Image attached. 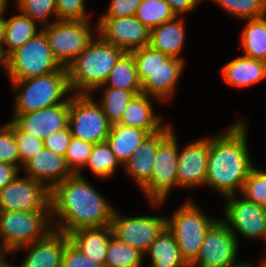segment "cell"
I'll use <instances>...</instances> for the list:
<instances>
[{
  "instance_id": "15",
  "label": "cell",
  "mask_w": 266,
  "mask_h": 267,
  "mask_svg": "<svg viewBox=\"0 0 266 267\" xmlns=\"http://www.w3.org/2000/svg\"><path fill=\"white\" fill-rule=\"evenodd\" d=\"M226 197L228 201L224 210L227 219L222 222L231 232L234 231L232 229L234 227L250 239L261 236L266 239V207L248 201L244 197L236 199L233 194Z\"/></svg>"
},
{
  "instance_id": "28",
  "label": "cell",
  "mask_w": 266,
  "mask_h": 267,
  "mask_svg": "<svg viewBox=\"0 0 266 267\" xmlns=\"http://www.w3.org/2000/svg\"><path fill=\"white\" fill-rule=\"evenodd\" d=\"M105 85L125 91H132L136 95L142 93V84L140 83L136 63L131 53L125 52L118 59L104 85L99 87Z\"/></svg>"
},
{
  "instance_id": "44",
  "label": "cell",
  "mask_w": 266,
  "mask_h": 267,
  "mask_svg": "<svg viewBox=\"0 0 266 267\" xmlns=\"http://www.w3.org/2000/svg\"><path fill=\"white\" fill-rule=\"evenodd\" d=\"M142 0H111L108 12L102 18L135 16Z\"/></svg>"
},
{
  "instance_id": "43",
  "label": "cell",
  "mask_w": 266,
  "mask_h": 267,
  "mask_svg": "<svg viewBox=\"0 0 266 267\" xmlns=\"http://www.w3.org/2000/svg\"><path fill=\"white\" fill-rule=\"evenodd\" d=\"M61 267H104L86 257L70 241L65 247Z\"/></svg>"
},
{
  "instance_id": "25",
  "label": "cell",
  "mask_w": 266,
  "mask_h": 267,
  "mask_svg": "<svg viewBox=\"0 0 266 267\" xmlns=\"http://www.w3.org/2000/svg\"><path fill=\"white\" fill-rule=\"evenodd\" d=\"M165 22L150 30L149 46L169 57L181 59V52L185 40L184 20L176 19Z\"/></svg>"
},
{
  "instance_id": "35",
  "label": "cell",
  "mask_w": 266,
  "mask_h": 267,
  "mask_svg": "<svg viewBox=\"0 0 266 267\" xmlns=\"http://www.w3.org/2000/svg\"><path fill=\"white\" fill-rule=\"evenodd\" d=\"M136 63L137 73L142 84L151 73L161 64H163L169 56L151 48L149 45L130 52Z\"/></svg>"
},
{
  "instance_id": "12",
  "label": "cell",
  "mask_w": 266,
  "mask_h": 267,
  "mask_svg": "<svg viewBox=\"0 0 266 267\" xmlns=\"http://www.w3.org/2000/svg\"><path fill=\"white\" fill-rule=\"evenodd\" d=\"M51 191L29 177H16L0 190V211H46Z\"/></svg>"
},
{
  "instance_id": "22",
  "label": "cell",
  "mask_w": 266,
  "mask_h": 267,
  "mask_svg": "<svg viewBox=\"0 0 266 267\" xmlns=\"http://www.w3.org/2000/svg\"><path fill=\"white\" fill-rule=\"evenodd\" d=\"M183 66V59L169 57L142 83V93L153 95L160 101L170 98L177 80L180 78Z\"/></svg>"
},
{
  "instance_id": "51",
  "label": "cell",
  "mask_w": 266,
  "mask_h": 267,
  "mask_svg": "<svg viewBox=\"0 0 266 267\" xmlns=\"http://www.w3.org/2000/svg\"><path fill=\"white\" fill-rule=\"evenodd\" d=\"M232 267H253L250 263H246V262H244V263H238L237 265H235V266H232Z\"/></svg>"
},
{
  "instance_id": "39",
  "label": "cell",
  "mask_w": 266,
  "mask_h": 267,
  "mask_svg": "<svg viewBox=\"0 0 266 267\" xmlns=\"http://www.w3.org/2000/svg\"><path fill=\"white\" fill-rule=\"evenodd\" d=\"M0 162L20 169V156L15 139V124L12 121L0 128Z\"/></svg>"
},
{
  "instance_id": "45",
  "label": "cell",
  "mask_w": 266,
  "mask_h": 267,
  "mask_svg": "<svg viewBox=\"0 0 266 267\" xmlns=\"http://www.w3.org/2000/svg\"><path fill=\"white\" fill-rule=\"evenodd\" d=\"M71 138L70 129L67 127L66 129L57 131L46 137L44 140V147L65 157Z\"/></svg>"
},
{
  "instance_id": "41",
  "label": "cell",
  "mask_w": 266,
  "mask_h": 267,
  "mask_svg": "<svg viewBox=\"0 0 266 267\" xmlns=\"http://www.w3.org/2000/svg\"><path fill=\"white\" fill-rule=\"evenodd\" d=\"M15 139L20 156L21 167L44 148V141L22 132L16 125Z\"/></svg>"
},
{
  "instance_id": "7",
  "label": "cell",
  "mask_w": 266,
  "mask_h": 267,
  "mask_svg": "<svg viewBox=\"0 0 266 267\" xmlns=\"http://www.w3.org/2000/svg\"><path fill=\"white\" fill-rule=\"evenodd\" d=\"M62 68L63 66L52 54L42 31L10 53L11 81L47 75Z\"/></svg>"
},
{
  "instance_id": "26",
  "label": "cell",
  "mask_w": 266,
  "mask_h": 267,
  "mask_svg": "<svg viewBox=\"0 0 266 267\" xmlns=\"http://www.w3.org/2000/svg\"><path fill=\"white\" fill-rule=\"evenodd\" d=\"M149 134V132L136 127L114 124L111 125L106 141L120 164L125 165Z\"/></svg>"
},
{
  "instance_id": "42",
  "label": "cell",
  "mask_w": 266,
  "mask_h": 267,
  "mask_svg": "<svg viewBox=\"0 0 266 267\" xmlns=\"http://www.w3.org/2000/svg\"><path fill=\"white\" fill-rule=\"evenodd\" d=\"M84 0H55L57 20H87Z\"/></svg>"
},
{
  "instance_id": "54",
  "label": "cell",
  "mask_w": 266,
  "mask_h": 267,
  "mask_svg": "<svg viewBox=\"0 0 266 267\" xmlns=\"http://www.w3.org/2000/svg\"><path fill=\"white\" fill-rule=\"evenodd\" d=\"M260 267H266V261L262 262Z\"/></svg>"
},
{
  "instance_id": "27",
  "label": "cell",
  "mask_w": 266,
  "mask_h": 267,
  "mask_svg": "<svg viewBox=\"0 0 266 267\" xmlns=\"http://www.w3.org/2000/svg\"><path fill=\"white\" fill-rule=\"evenodd\" d=\"M147 253L152 260L149 267H190L183 259L176 239L167 227L150 245Z\"/></svg>"
},
{
  "instance_id": "6",
  "label": "cell",
  "mask_w": 266,
  "mask_h": 267,
  "mask_svg": "<svg viewBox=\"0 0 266 267\" xmlns=\"http://www.w3.org/2000/svg\"><path fill=\"white\" fill-rule=\"evenodd\" d=\"M192 202L185 203L172 219L166 220L185 262L190 266L197 258L205 234L216 221L205 216Z\"/></svg>"
},
{
  "instance_id": "9",
  "label": "cell",
  "mask_w": 266,
  "mask_h": 267,
  "mask_svg": "<svg viewBox=\"0 0 266 267\" xmlns=\"http://www.w3.org/2000/svg\"><path fill=\"white\" fill-rule=\"evenodd\" d=\"M88 21L57 20L42 28L51 52L58 62L68 66L89 44L93 35Z\"/></svg>"
},
{
  "instance_id": "47",
  "label": "cell",
  "mask_w": 266,
  "mask_h": 267,
  "mask_svg": "<svg viewBox=\"0 0 266 267\" xmlns=\"http://www.w3.org/2000/svg\"><path fill=\"white\" fill-rule=\"evenodd\" d=\"M166 2L176 16L192 11L198 3L197 0H166Z\"/></svg>"
},
{
  "instance_id": "2",
  "label": "cell",
  "mask_w": 266,
  "mask_h": 267,
  "mask_svg": "<svg viewBox=\"0 0 266 267\" xmlns=\"http://www.w3.org/2000/svg\"><path fill=\"white\" fill-rule=\"evenodd\" d=\"M244 123H236L223 133L210 139L205 185L214 187L224 196L235 195L236 188L242 190L251 169L246 145L247 133Z\"/></svg>"
},
{
  "instance_id": "13",
  "label": "cell",
  "mask_w": 266,
  "mask_h": 267,
  "mask_svg": "<svg viewBox=\"0 0 266 267\" xmlns=\"http://www.w3.org/2000/svg\"><path fill=\"white\" fill-rule=\"evenodd\" d=\"M166 220L156 216L122 218L114 211L111 226L116 238L145 255L166 228Z\"/></svg>"
},
{
  "instance_id": "1",
  "label": "cell",
  "mask_w": 266,
  "mask_h": 267,
  "mask_svg": "<svg viewBox=\"0 0 266 267\" xmlns=\"http://www.w3.org/2000/svg\"><path fill=\"white\" fill-rule=\"evenodd\" d=\"M50 205L51 216L56 213L62 219V224L53 229L67 235L80 228L109 225L115 211L81 173L73 174L51 190Z\"/></svg>"
},
{
  "instance_id": "48",
  "label": "cell",
  "mask_w": 266,
  "mask_h": 267,
  "mask_svg": "<svg viewBox=\"0 0 266 267\" xmlns=\"http://www.w3.org/2000/svg\"><path fill=\"white\" fill-rule=\"evenodd\" d=\"M3 44L0 45V65L2 64L7 71L10 73V53L4 48Z\"/></svg>"
},
{
  "instance_id": "50",
  "label": "cell",
  "mask_w": 266,
  "mask_h": 267,
  "mask_svg": "<svg viewBox=\"0 0 266 267\" xmlns=\"http://www.w3.org/2000/svg\"><path fill=\"white\" fill-rule=\"evenodd\" d=\"M8 0H0V11L4 12L7 6Z\"/></svg>"
},
{
  "instance_id": "10",
  "label": "cell",
  "mask_w": 266,
  "mask_h": 267,
  "mask_svg": "<svg viewBox=\"0 0 266 267\" xmlns=\"http://www.w3.org/2000/svg\"><path fill=\"white\" fill-rule=\"evenodd\" d=\"M177 145L173 130L158 145L151 180L142 188L154 206L163 203L171 188L178 186Z\"/></svg>"
},
{
  "instance_id": "18",
  "label": "cell",
  "mask_w": 266,
  "mask_h": 267,
  "mask_svg": "<svg viewBox=\"0 0 266 267\" xmlns=\"http://www.w3.org/2000/svg\"><path fill=\"white\" fill-rule=\"evenodd\" d=\"M23 167L28 173L26 177L43 183L50 191L57 184L73 175L67 166L65 157L45 147Z\"/></svg>"
},
{
  "instance_id": "32",
  "label": "cell",
  "mask_w": 266,
  "mask_h": 267,
  "mask_svg": "<svg viewBox=\"0 0 266 267\" xmlns=\"http://www.w3.org/2000/svg\"><path fill=\"white\" fill-rule=\"evenodd\" d=\"M135 17L149 30L173 20L175 13L166 0H142Z\"/></svg>"
},
{
  "instance_id": "19",
  "label": "cell",
  "mask_w": 266,
  "mask_h": 267,
  "mask_svg": "<svg viewBox=\"0 0 266 267\" xmlns=\"http://www.w3.org/2000/svg\"><path fill=\"white\" fill-rule=\"evenodd\" d=\"M69 241L66 233L53 229L44 238L16 250L30 249L21 267H61L65 247Z\"/></svg>"
},
{
  "instance_id": "52",
  "label": "cell",
  "mask_w": 266,
  "mask_h": 267,
  "mask_svg": "<svg viewBox=\"0 0 266 267\" xmlns=\"http://www.w3.org/2000/svg\"><path fill=\"white\" fill-rule=\"evenodd\" d=\"M5 260H6V259H4V260L0 263V267H12V266H10Z\"/></svg>"
},
{
  "instance_id": "30",
  "label": "cell",
  "mask_w": 266,
  "mask_h": 267,
  "mask_svg": "<svg viewBox=\"0 0 266 267\" xmlns=\"http://www.w3.org/2000/svg\"><path fill=\"white\" fill-rule=\"evenodd\" d=\"M242 47L247 57L266 62V18L247 19L242 32Z\"/></svg>"
},
{
  "instance_id": "3",
  "label": "cell",
  "mask_w": 266,
  "mask_h": 267,
  "mask_svg": "<svg viewBox=\"0 0 266 267\" xmlns=\"http://www.w3.org/2000/svg\"><path fill=\"white\" fill-rule=\"evenodd\" d=\"M125 52L101 37L91 40L87 47L68 65L67 77L70 90L77 94H91L104 85L112 68Z\"/></svg>"
},
{
  "instance_id": "29",
  "label": "cell",
  "mask_w": 266,
  "mask_h": 267,
  "mask_svg": "<svg viewBox=\"0 0 266 267\" xmlns=\"http://www.w3.org/2000/svg\"><path fill=\"white\" fill-rule=\"evenodd\" d=\"M35 23L30 17L22 13L14 15L10 19H5L3 45H5V48L7 47L6 50L9 53H12L41 32V30L36 29Z\"/></svg>"
},
{
  "instance_id": "38",
  "label": "cell",
  "mask_w": 266,
  "mask_h": 267,
  "mask_svg": "<svg viewBox=\"0 0 266 267\" xmlns=\"http://www.w3.org/2000/svg\"><path fill=\"white\" fill-rule=\"evenodd\" d=\"M93 147L94 144L72 136L65 154V160L73 174L80 173L79 168L85 167Z\"/></svg>"
},
{
  "instance_id": "34",
  "label": "cell",
  "mask_w": 266,
  "mask_h": 267,
  "mask_svg": "<svg viewBox=\"0 0 266 267\" xmlns=\"http://www.w3.org/2000/svg\"><path fill=\"white\" fill-rule=\"evenodd\" d=\"M119 163L106 141L94 144L92 153L85 166H89L96 176L107 178L115 172L114 170Z\"/></svg>"
},
{
  "instance_id": "37",
  "label": "cell",
  "mask_w": 266,
  "mask_h": 267,
  "mask_svg": "<svg viewBox=\"0 0 266 267\" xmlns=\"http://www.w3.org/2000/svg\"><path fill=\"white\" fill-rule=\"evenodd\" d=\"M241 191L248 201L266 207V172L253 167Z\"/></svg>"
},
{
  "instance_id": "40",
  "label": "cell",
  "mask_w": 266,
  "mask_h": 267,
  "mask_svg": "<svg viewBox=\"0 0 266 267\" xmlns=\"http://www.w3.org/2000/svg\"><path fill=\"white\" fill-rule=\"evenodd\" d=\"M18 9L23 15L30 17L33 21L42 22L45 26L47 17L56 13L55 0H18Z\"/></svg>"
},
{
  "instance_id": "14",
  "label": "cell",
  "mask_w": 266,
  "mask_h": 267,
  "mask_svg": "<svg viewBox=\"0 0 266 267\" xmlns=\"http://www.w3.org/2000/svg\"><path fill=\"white\" fill-rule=\"evenodd\" d=\"M98 24L99 37L126 53L149 45L150 30L135 16L101 18Z\"/></svg>"
},
{
  "instance_id": "31",
  "label": "cell",
  "mask_w": 266,
  "mask_h": 267,
  "mask_svg": "<svg viewBox=\"0 0 266 267\" xmlns=\"http://www.w3.org/2000/svg\"><path fill=\"white\" fill-rule=\"evenodd\" d=\"M144 254L111 236L105 258V267H141Z\"/></svg>"
},
{
  "instance_id": "17",
  "label": "cell",
  "mask_w": 266,
  "mask_h": 267,
  "mask_svg": "<svg viewBox=\"0 0 266 267\" xmlns=\"http://www.w3.org/2000/svg\"><path fill=\"white\" fill-rule=\"evenodd\" d=\"M209 150L210 138H203L185 146L178 155V186L205 185Z\"/></svg>"
},
{
  "instance_id": "53",
  "label": "cell",
  "mask_w": 266,
  "mask_h": 267,
  "mask_svg": "<svg viewBox=\"0 0 266 267\" xmlns=\"http://www.w3.org/2000/svg\"><path fill=\"white\" fill-rule=\"evenodd\" d=\"M5 256L2 255V253L0 252V263L5 259Z\"/></svg>"
},
{
  "instance_id": "20",
  "label": "cell",
  "mask_w": 266,
  "mask_h": 267,
  "mask_svg": "<svg viewBox=\"0 0 266 267\" xmlns=\"http://www.w3.org/2000/svg\"><path fill=\"white\" fill-rule=\"evenodd\" d=\"M172 130L171 126L167 125L161 130L149 134L125 164V170L141 188L151 180L159 143Z\"/></svg>"
},
{
  "instance_id": "24",
  "label": "cell",
  "mask_w": 266,
  "mask_h": 267,
  "mask_svg": "<svg viewBox=\"0 0 266 267\" xmlns=\"http://www.w3.org/2000/svg\"><path fill=\"white\" fill-rule=\"evenodd\" d=\"M149 95L139 93L133 97L124 109L122 118L118 124L136 127L149 132L150 134L161 130L163 127L160 116L153 113Z\"/></svg>"
},
{
  "instance_id": "23",
  "label": "cell",
  "mask_w": 266,
  "mask_h": 267,
  "mask_svg": "<svg viewBox=\"0 0 266 267\" xmlns=\"http://www.w3.org/2000/svg\"><path fill=\"white\" fill-rule=\"evenodd\" d=\"M224 80L235 87H247L266 77V62L247 56H239L222 69Z\"/></svg>"
},
{
  "instance_id": "46",
  "label": "cell",
  "mask_w": 266,
  "mask_h": 267,
  "mask_svg": "<svg viewBox=\"0 0 266 267\" xmlns=\"http://www.w3.org/2000/svg\"><path fill=\"white\" fill-rule=\"evenodd\" d=\"M19 173L17 166L0 162V190L13 181Z\"/></svg>"
},
{
  "instance_id": "49",
  "label": "cell",
  "mask_w": 266,
  "mask_h": 267,
  "mask_svg": "<svg viewBox=\"0 0 266 267\" xmlns=\"http://www.w3.org/2000/svg\"><path fill=\"white\" fill-rule=\"evenodd\" d=\"M4 12L0 11V45L3 44L4 30H5V18L2 17Z\"/></svg>"
},
{
  "instance_id": "11",
  "label": "cell",
  "mask_w": 266,
  "mask_h": 267,
  "mask_svg": "<svg viewBox=\"0 0 266 267\" xmlns=\"http://www.w3.org/2000/svg\"><path fill=\"white\" fill-rule=\"evenodd\" d=\"M238 239L220 220H216L207 230L196 260L190 267H232L235 263Z\"/></svg>"
},
{
  "instance_id": "21",
  "label": "cell",
  "mask_w": 266,
  "mask_h": 267,
  "mask_svg": "<svg viewBox=\"0 0 266 267\" xmlns=\"http://www.w3.org/2000/svg\"><path fill=\"white\" fill-rule=\"evenodd\" d=\"M113 235L111 224L103 227L80 228L68 234L70 242L88 259L105 267L108 242Z\"/></svg>"
},
{
  "instance_id": "8",
  "label": "cell",
  "mask_w": 266,
  "mask_h": 267,
  "mask_svg": "<svg viewBox=\"0 0 266 267\" xmlns=\"http://www.w3.org/2000/svg\"><path fill=\"white\" fill-rule=\"evenodd\" d=\"M91 94H75L69 100L68 127L73 137L97 144L104 143L110 133L111 124Z\"/></svg>"
},
{
  "instance_id": "4",
  "label": "cell",
  "mask_w": 266,
  "mask_h": 267,
  "mask_svg": "<svg viewBox=\"0 0 266 267\" xmlns=\"http://www.w3.org/2000/svg\"><path fill=\"white\" fill-rule=\"evenodd\" d=\"M11 82L14 89L21 90L15 100V115L62 104L66 100L61 98L70 91L66 67L47 75Z\"/></svg>"
},
{
  "instance_id": "5",
  "label": "cell",
  "mask_w": 266,
  "mask_h": 267,
  "mask_svg": "<svg viewBox=\"0 0 266 267\" xmlns=\"http://www.w3.org/2000/svg\"><path fill=\"white\" fill-rule=\"evenodd\" d=\"M49 218L50 211H0L2 255L44 238L53 230L49 225Z\"/></svg>"
},
{
  "instance_id": "16",
  "label": "cell",
  "mask_w": 266,
  "mask_h": 267,
  "mask_svg": "<svg viewBox=\"0 0 266 267\" xmlns=\"http://www.w3.org/2000/svg\"><path fill=\"white\" fill-rule=\"evenodd\" d=\"M12 122L24 133L42 141L68 127L69 100L26 114L13 115Z\"/></svg>"
},
{
  "instance_id": "36",
  "label": "cell",
  "mask_w": 266,
  "mask_h": 267,
  "mask_svg": "<svg viewBox=\"0 0 266 267\" xmlns=\"http://www.w3.org/2000/svg\"><path fill=\"white\" fill-rule=\"evenodd\" d=\"M225 10L242 19H256L266 15V0H214Z\"/></svg>"
},
{
  "instance_id": "33",
  "label": "cell",
  "mask_w": 266,
  "mask_h": 267,
  "mask_svg": "<svg viewBox=\"0 0 266 267\" xmlns=\"http://www.w3.org/2000/svg\"><path fill=\"white\" fill-rule=\"evenodd\" d=\"M101 106L111 125L118 124L122 118L124 109L136 95L132 91H125L120 88L107 87L104 91Z\"/></svg>"
}]
</instances>
